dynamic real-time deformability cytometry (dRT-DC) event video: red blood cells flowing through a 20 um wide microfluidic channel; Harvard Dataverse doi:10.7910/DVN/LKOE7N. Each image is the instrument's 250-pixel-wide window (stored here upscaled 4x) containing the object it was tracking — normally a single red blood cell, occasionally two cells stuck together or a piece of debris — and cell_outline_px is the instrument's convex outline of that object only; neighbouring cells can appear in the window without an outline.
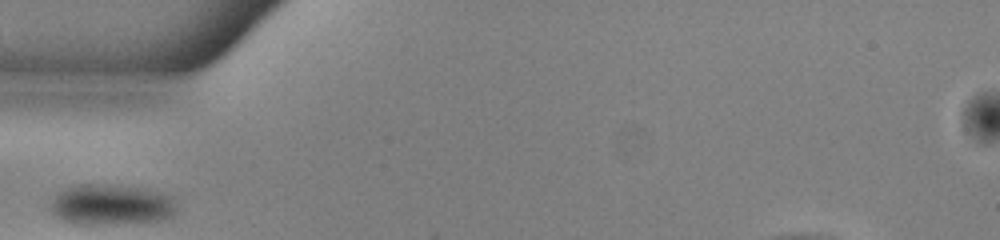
{"species": "common noctule bat (a hibernating species)", "species_latin": "Nyctalus noctula", "temperature_condition": "warm", "stored_images_in_passage": 24, "camera_frame_rate_fps": 3000, "um_per_image_px": 0.085, "animal": {"sex": "male", "body_mass_g": 13.0, "forearm_length_mm": 53.1}, "frame": {"image": 1, "passage_image": 1, "time_ms": 0.0, "image_size_px": [1000, 240], "cell_outline_px": [[176, 212], [172, 216], [164, 220], [128, 224], [72, 224], [56, 216], [52, 212], [52, 204], [56, 196], [60, 192], [68, 188], [80, 184], [104, 184], [136, 188], [164, 192], [176, 196]], "centroid_in_image_um": [9.56, 17.42], "position_along_channel_um": 75.4, "area_um2": 30.11}}
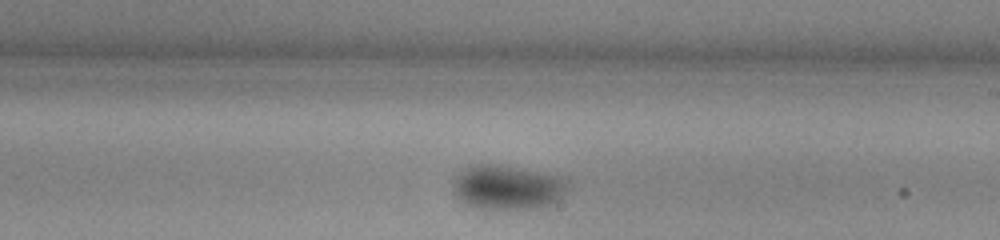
{"frame": {"image": 2, "passage_image": 14, "time_ms": 4.333, "image_size_px": [1000, 240], "cell_outline_px": [[568, 188], [556, 200], [548, 204], [532, 208], [480, 208], [468, 204], [460, 200], [456, 192], [456, 176], [460, 172], [476, 164], [496, 164], [556, 176], [568, 184]], "centroid_in_image_um": [43.11, 15.92], "position_along_channel_um": 245.9, "area_um2": 28.21}}
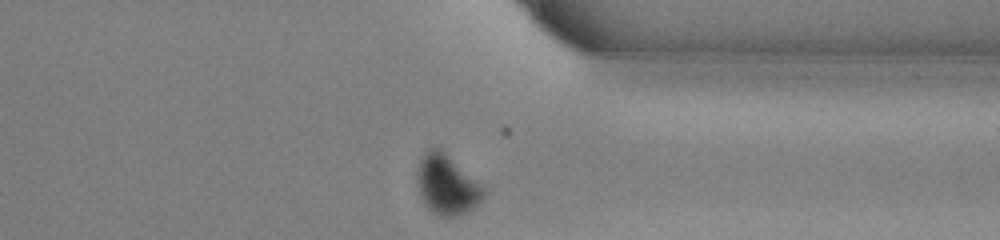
{"frame": {"image": 3, "passage_image": 24, "time_ms": 7.667, "image_size_px": [1000, 240], "cell_outline_px": [[488, 192], [468, 212], [452, 216], [440, 216], [432, 212], [424, 204], [420, 196], [416, 172], [416, 168], [424, 152], [428, 148], [440, 148], [480, 184]], "centroid_in_image_um": [37.95, 15.7], "position_along_channel_um": 373.5, "area_um2": 22.89}}